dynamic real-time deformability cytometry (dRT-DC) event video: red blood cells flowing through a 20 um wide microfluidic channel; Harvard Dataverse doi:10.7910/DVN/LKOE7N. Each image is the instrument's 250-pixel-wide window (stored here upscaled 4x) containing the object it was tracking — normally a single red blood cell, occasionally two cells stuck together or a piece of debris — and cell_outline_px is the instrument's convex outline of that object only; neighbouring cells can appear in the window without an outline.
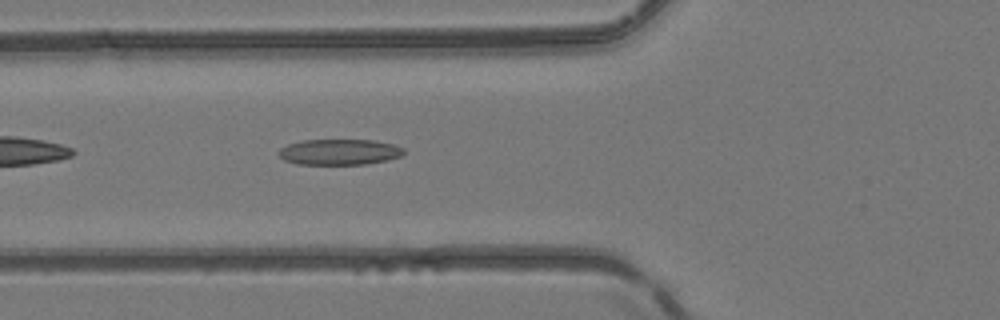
{"species": "common noctule bat (a hibernating species)", "species_latin": "Nyctalus noctula", "temperature_condition": "room temperature", "stored_images_in_passage": 35, "camera_frame_rate_fps": 3000, "um_per_image_px": 0.085, "animal": {"sex": "female", "body_mass_g": 24.6, "forearm_length_mm": 56.2}, "frame": {"image": 1, "passage_image": 4, "time_ms": 1.0, "image_size_px": [1000, 320], "cell_outline_px": [[404, 152], [400, 156], [388, 160], [364, 164], [296, 164], [284, 160], [276, 152], [280, 148], [288, 144], [304, 140], [376, 140], [392, 144], [404, 148]], "centroid_in_image_um": [28.83, 12.92], "position_along_channel_um": 97.0, "area_um2": 18.79}}
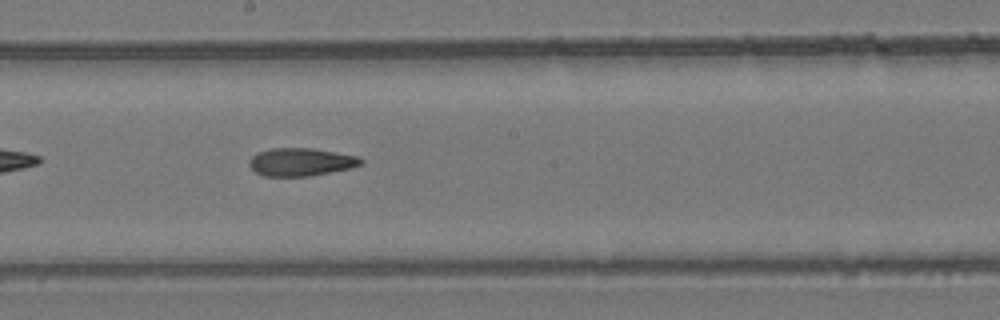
{"frame": {"image": 2, "passage_image": 13, "time_ms": 4.0, "image_size_px": [1000, 320], "cell_outline_px": [[364, 164], [352, 168], [308, 176], [264, 176], [256, 172], [248, 164], [248, 160], [256, 152], [272, 148], [312, 148], [360, 156], [364, 160]], "centroid_in_image_um": [25.6, 13.76], "position_along_channel_um": 222.6, "area_um2": 18.38}}
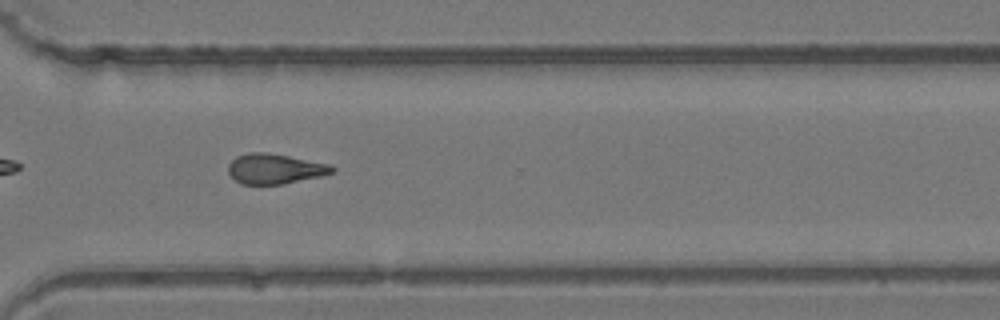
{"frame": {"image": 3, "passage_image": 22, "time_ms": 7.0, "image_size_px": [1000, 320], "cell_outline_px": [[336, 168], [332, 172], [324, 176], [284, 184], [240, 184], [228, 172], [228, 164], [236, 156], [248, 152], [264, 152], [288, 156], [328, 164]], "centroid_in_image_um": [23.35, 14.35], "position_along_channel_um": 347.2, "area_um2": 18.21}, "authors_computed_cell_mechanics": {"area_um2": 18.3226, "velocity_mm_per_s": 4.1709, "shape_relaxation_time_tau1_ms": null, "shape_relaxation_time_tau2_ms": 5.8498, "deformation_change_tau1": null, "deformation_change_tau2": 0.1752}}